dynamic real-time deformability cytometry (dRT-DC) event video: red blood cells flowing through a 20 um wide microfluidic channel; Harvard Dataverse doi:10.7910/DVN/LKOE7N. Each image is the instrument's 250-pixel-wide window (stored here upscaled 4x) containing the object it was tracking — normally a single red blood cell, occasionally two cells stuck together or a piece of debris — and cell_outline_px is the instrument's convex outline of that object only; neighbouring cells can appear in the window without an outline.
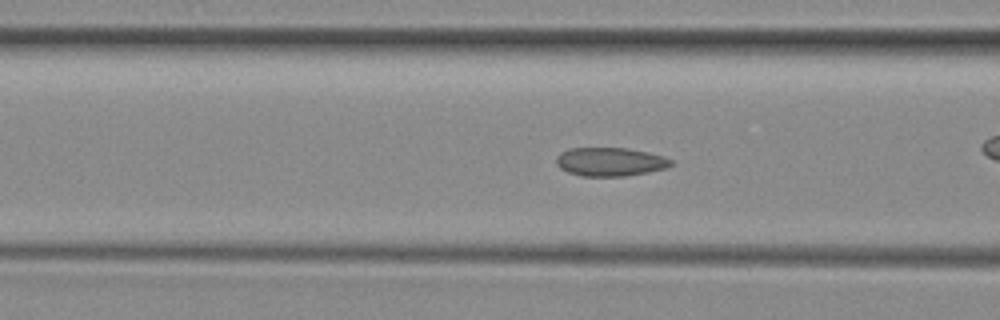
{"species": "common noctule bat (a hibernating species)", "species_latin": "Nyctalus noctula", "temperature_condition": "room temperature", "stored_images_in_passage": 32, "camera_frame_rate_fps": 3000, "um_per_image_px": 0.085, "animal": {"sex": "female", "body_mass_g": 29.2, "forearm_length_mm": 56.3}, "frame": {"image": 1, "passage_image": 10, "time_ms": 3.0, "image_size_px": [1000, 320], "cell_outline_px": [[672, 164], [668, 168], [648, 172], [624, 176], [580, 176], [568, 172], [560, 168], [556, 164], [556, 156], [560, 152], [568, 148], [628, 148], [648, 152], [664, 156], [672, 160]], "centroid_in_image_um": [51.85, 13.75], "position_along_channel_um": 114.7, "area_um2": 19.31}, "authors_computed_cell_mechanics": {"area_um2": 18.9584, "velocity_mm_per_s": 3.9501, "shape_relaxation_time_tau1_ms": null, "shape_relaxation_time_tau2_ms": 1.1517, "deformation_change_tau1": null, "deformation_change_tau2": 0.0563}}